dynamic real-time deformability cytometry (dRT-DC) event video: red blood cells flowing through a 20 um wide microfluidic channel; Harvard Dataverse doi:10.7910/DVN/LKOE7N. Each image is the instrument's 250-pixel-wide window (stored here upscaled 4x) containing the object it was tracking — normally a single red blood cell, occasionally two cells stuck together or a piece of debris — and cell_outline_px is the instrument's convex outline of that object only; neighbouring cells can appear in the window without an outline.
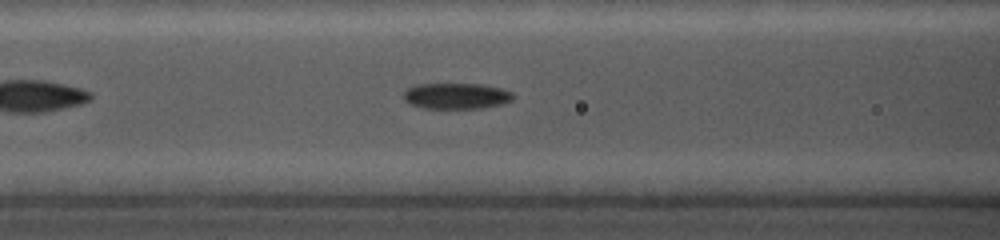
{"species": "common noctule bat (a hibernating species)", "species_latin": "Nyctalus noctula", "temperature_condition": "cold", "stored_images_in_passage": 53, "camera_frame_rate_fps": 5000, "um_per_image_px": 0.085, "animal": {"sex": "female", "body_mass_g": 19.0, "forearm_length_mm": 56.7}, "frame": {"image": 1, "passage_image": 12, "time_ms": 2.6, "image_size_px": [1000, 240], "cell_outline_px": [[512, 100], [500, 104], [480, 108], [424, 108], [408, 104], [404, 100], [404, 92], [408, 88], [416, 84], [480, 84], [500, 88], [512, 92]], "centroid_in_image_um": [38.74, 8.15], "position_along_channel_um": 127.9, "area_um2": 16.42}}
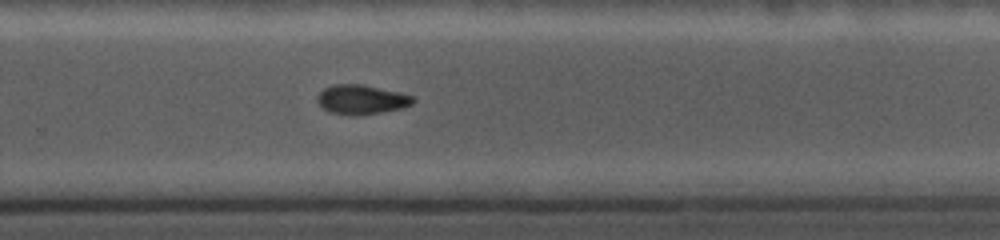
{"frame": {"image": 2, "passage_image": 34, "time_ms": 7.2, "image_size_px": [1000, 240], "cell_outline_px": [[416, 100], [412, 104], [404, 108], [380, 112], [352, 116], [328, 112], [316, 100], [316, 96], [324, 88], [332, 84], [360, 84], [400, 92], [412, 96]], "centroid_in_image_um": [30.71, 8.46], "position_along_channel_um": 299.1, "area_um2": 16.47}}
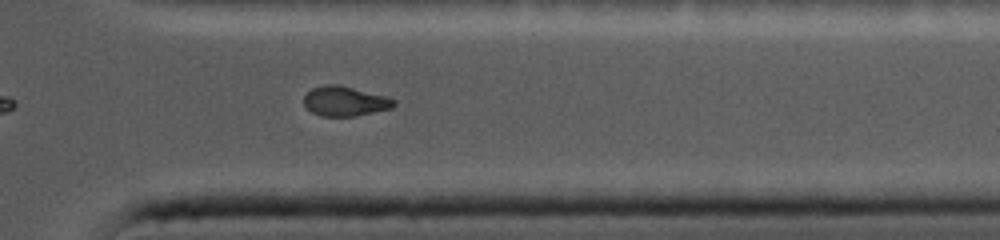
{"frame": {"image": 3, "passage_image": 47, "time_ms": 9.4, "image_size_px": [1000, 240], "cell_outline_px": [[396, 104], [392, 108], [356, 116], [320, 116], [312, 112], [304, 104], [304, 96], [312, 88], [324, 84], [336, 84], [388, 96], [396, 100]], "centroid_in_image_um": [29.34, 8.6], "position_along_channel_um": 382.1, "area_um2": 15.66}}